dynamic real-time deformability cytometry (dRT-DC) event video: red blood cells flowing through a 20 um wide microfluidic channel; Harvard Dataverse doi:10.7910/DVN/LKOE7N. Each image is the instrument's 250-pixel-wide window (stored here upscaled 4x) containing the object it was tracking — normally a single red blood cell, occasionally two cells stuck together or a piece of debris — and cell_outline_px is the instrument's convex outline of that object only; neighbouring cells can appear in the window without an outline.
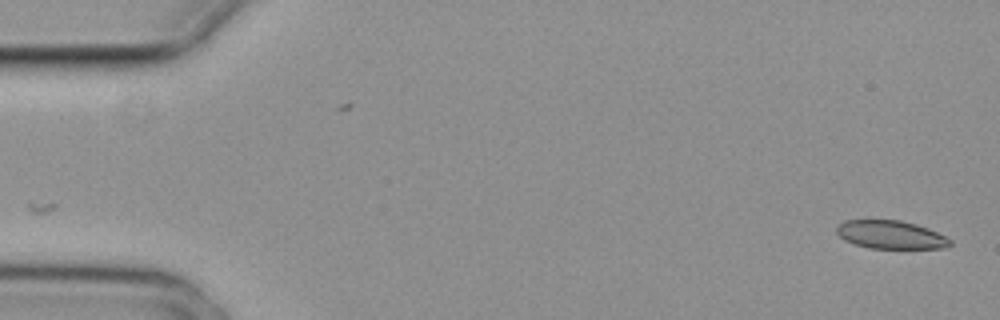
{"species": "common noctule bat (a hibernating species)", "species_latin": "Nyctalus noctula", "temperature_condition": "cold", "stored_images_in_passage": 2, "camera_frame_rate_fps": 3000, "um_per_image_px": 0.085, "animal": {"sex": "female", "body_mass_g": 29.2, "forearm_length_mm": 56.3}, "frame": {"image": 1, "passage_image": 2, "time_ms": 0.333, "image_size_px": [1000, 320], "cell_outline_px": [[952, 244], [944, 248], [868, 248], [844, 240], [836, 232], [836, 228], [844, 220], [900, 220], [916, 224], [928, 228], [952, 240]], "centroid_in_image_um": [75.71, 19.95], "position_along_channel_um": 9.3, "area_um2": 18.55}}